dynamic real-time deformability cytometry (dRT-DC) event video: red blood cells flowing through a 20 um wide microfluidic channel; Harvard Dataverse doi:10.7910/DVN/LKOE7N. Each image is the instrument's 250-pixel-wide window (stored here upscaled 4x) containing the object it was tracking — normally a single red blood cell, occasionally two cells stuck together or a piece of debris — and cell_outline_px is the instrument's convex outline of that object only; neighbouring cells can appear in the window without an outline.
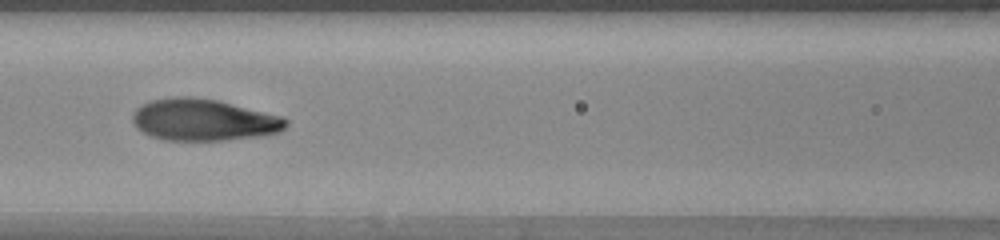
{"species": "human", "species_latin": "Homo sapiens", "temperature_condition": "warm", "stored_images_in_passage": 51, "camera_frame_rate_fps": 3000, "um_per_image_px": 0.085, "donor": {"sex": "female"}, "frame": {"image": 1, "passage_image": 24, "time_ms": 7.667, "image_size_px": [1000, 240], "cell_outline_px": [[288, 124], [280, 132], [260, 136], [228, 140], [164, 140], [148, 136], [136, 128], [132, 120], [132, 116], [136, 108], [140, 104], [152, 100], [176, 96], [192, 96], [216, 100], [284, 116], [288, 120]], "centroid_in_image_um": [17.29, 10.19], "position_along_channel_um": 149.3, "area_um2": 37.69}}
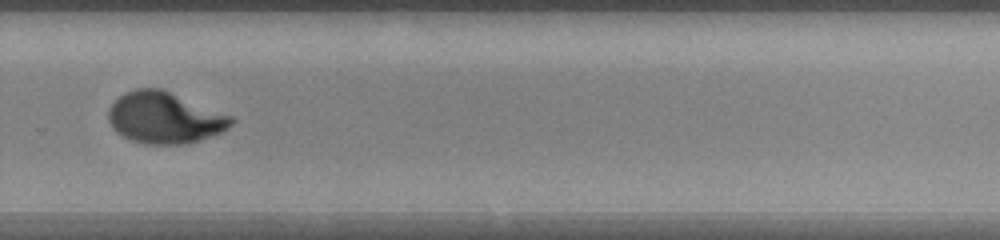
{"frame": {"image": 2, "passage_image": 36, "time_ms": 11.667, "image_size_px": [1000, 240], "cell_outline_px": [[236, 120], [228, 128], [220, 132], [200, 140], [188, 144], [144, 144], [132, 140], [116, 132], [112, 128], [108, 120], [108, 108], [124, 92], [136, 88], [160, 88], [232, 116]], "centroid_in_image_um": [13.97, 10.01], "position_along_channel_um": 315.8, "area_um2": 36.7}}
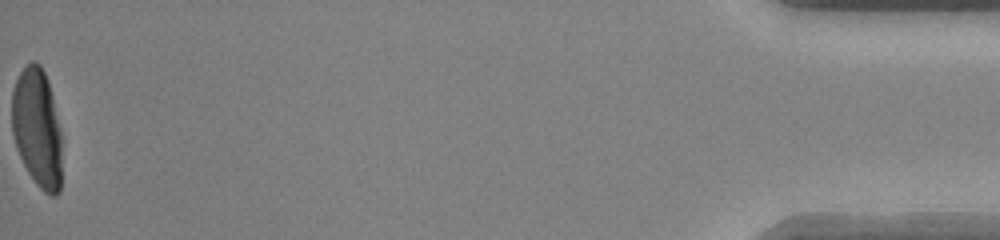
{"frame": {"image": 3, "passage_image": 51, "time_ms": 16.667, "image_size_px": [1000, 240], "cell_outline_px": [[60, 192], [56, 196], [52, 196], [44, 192], [36, 184], [28, 172], [16, 148], [12, 132], [12, 92], [16, 80], [20, 72], [32, 60], [40, 64], [48, 80], [52, 96], [60, 132]], "centroid_in_image_um": [3.14, 10.88], "position_along_channel_um": 432.1, "area_um2": 34.28}, "authors_computed_cell_mechanics": {"area_um2": 35.6048, "velocity_mm_per_s": 4.176, "shape_relaxation_time_tau1_ms": 4.3347, "shape_relaxation_time_tau2_ms": null, "deformation_change_tau1": 0.2556, "deformation_change_tau2": null}}